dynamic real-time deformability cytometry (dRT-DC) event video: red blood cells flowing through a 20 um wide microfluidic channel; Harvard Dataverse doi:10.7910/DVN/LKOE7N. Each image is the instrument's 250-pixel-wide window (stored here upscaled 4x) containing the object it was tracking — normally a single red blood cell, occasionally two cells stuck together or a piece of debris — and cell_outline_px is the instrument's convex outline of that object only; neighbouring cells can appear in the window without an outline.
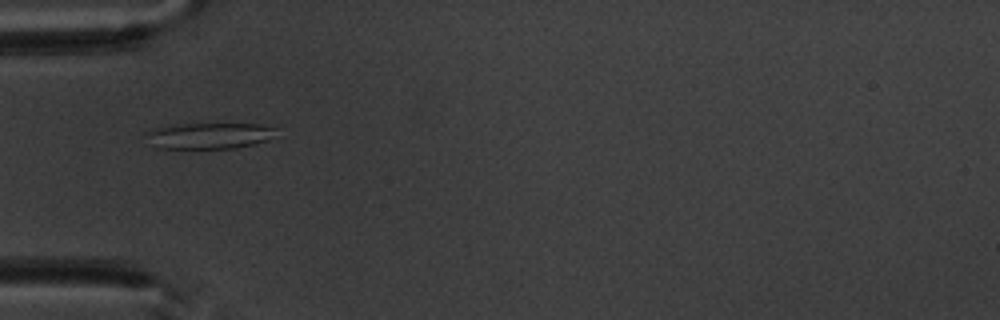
{"species": "common noctule bat (a hibernating species)", "species_latin": "Nyctalus noctula", "temperature_condition": "warm", "stored_images_in_passage": 8, "camera_frame_rate_fps": 3000, "um_per_image_px": 0.085, "animal": {"sex": "male", "body_mass_g": 20.1, "forearm_length_mm": 53.5}, "frame": {"image": 1, "passage_image": 5, "time_ms": 5.333, "image_size_px": [1000, 320], "cell_outline_px": [[276, 128], [268, 140], [256, 144], [236, 148], [156, 148], [148, 132], [152, 128], [172, 124], [260, 124]], "centroid_in_image_um": [17.82, 11.53], "position_along_channel_um": 67.2, "area_um2": 19.42}}
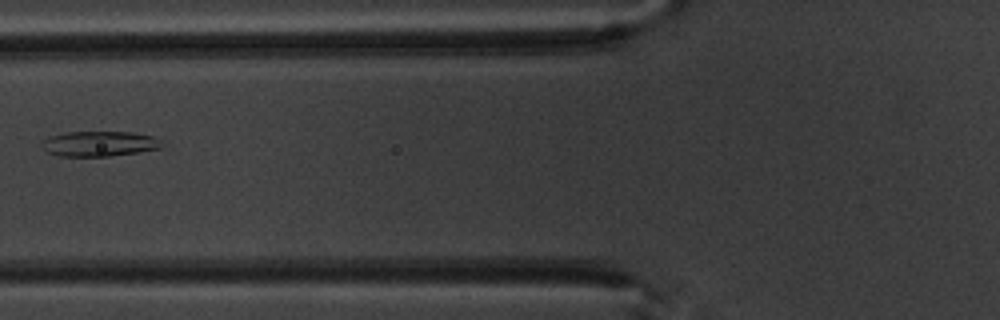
{"frame": {"image": 2, "passage_image": 6, "time_ms": 6.667, "image_size_px": [1000, 320], "cell_outline_px": [[164, 144], [160, 148], [136, 152], [108, 156], [60, 156], [48, 152], [44, 148], [44, 140], [52, 136], [64, 132], [132, 132], [152, 136], [160, 140]], "centroid_in_image_um": [8.48, 12.21], "position_along_channel_um": 117.3, "area_um2": 17.28}}
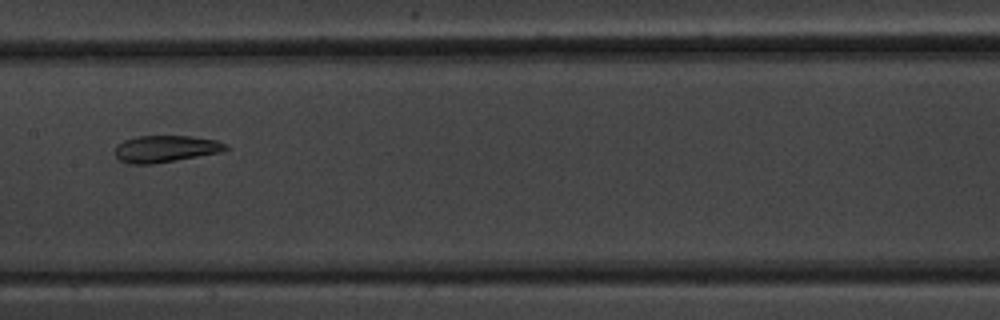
{"frame": {"image": 3, "passage_image": 8, "time_ms": 8.667, "image_size_px": [1000, 320], "cell_outline_px": [[232, 148], [224, 152], [152, 164], [128, 164], [120, 160], [112, 152], [116, 144], [124, 140], [136, 136], [192, 136], [216, 140], [228, 144]], "centroid_in_image_um": [14.09, 12.65], "position_along_channel_um": 193.3, "area_um2": 17.74}}